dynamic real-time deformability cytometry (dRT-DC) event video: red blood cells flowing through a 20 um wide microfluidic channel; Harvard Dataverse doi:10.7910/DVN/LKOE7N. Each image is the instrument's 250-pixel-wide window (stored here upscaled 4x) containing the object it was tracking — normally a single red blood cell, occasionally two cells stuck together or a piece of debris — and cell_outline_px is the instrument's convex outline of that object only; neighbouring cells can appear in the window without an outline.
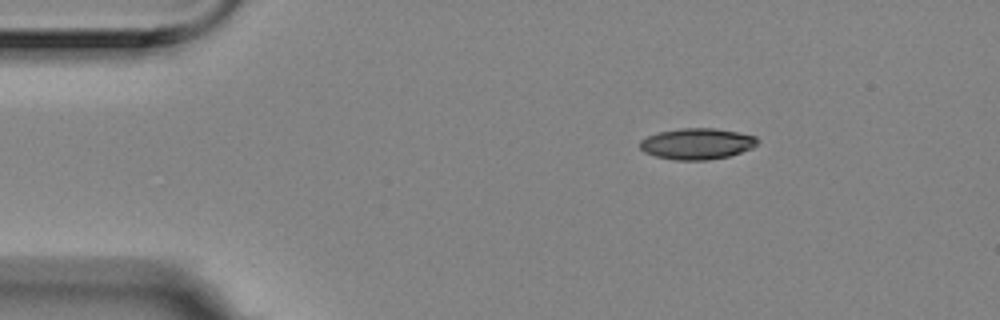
{"species": "Egyptian fruit bat (a non-hibernating species)", "species_latin": "Rousettus aegyptiacus", "temperature_condition": "room temperature", "stored_images_in_passage": 5, "segment_of_instrument_passage": [1, 2], "camera_frame_rate_fps": 3000, "um_per_image_px": 0.085, "animal": {"sex": "female"}, "frame": {"image": 1, "passage_image": 1, "time_ms": 0.0, "image_size_px": [1000, 320], "cell_outline_px": [[760, 140], [752, 148], [728, 156], [708, 160], [676, 160], [656, 156], [644, 152], [640, 148], [640, 140], [648, 136], [660, 132], [680, 128], [716, 128], [756, 136]], "centroid_in_image_um": [59.25, 12.22], "position_along_channel_um": 25.7, "area_um2": 21.21}}